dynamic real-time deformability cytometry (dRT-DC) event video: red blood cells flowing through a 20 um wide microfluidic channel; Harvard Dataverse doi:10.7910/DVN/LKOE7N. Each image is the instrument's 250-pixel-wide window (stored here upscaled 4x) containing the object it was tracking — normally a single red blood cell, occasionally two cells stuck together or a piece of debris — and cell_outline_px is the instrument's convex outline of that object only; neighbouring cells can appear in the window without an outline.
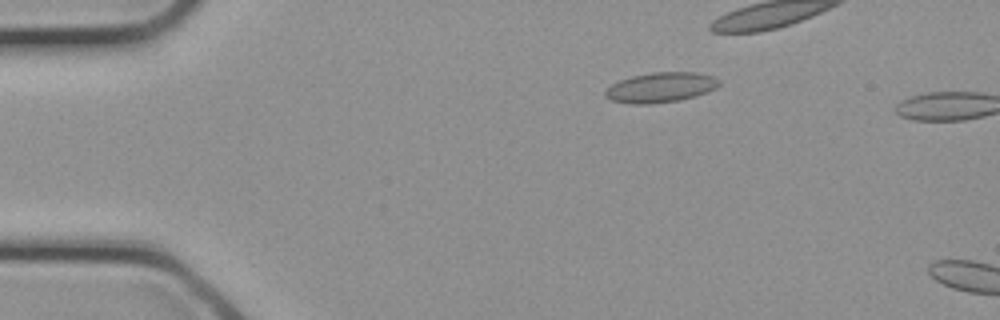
{"species": "common noctule bat (a hibernating species)", "species_latin": "Nyctalus noctula", "temperature_condition": "cold", "stored_images_in_passage": 2, "camera_frame_rate_fps": 3000, "um_per_image_px": 0.085, "animal": {"sex": "female", "body_mass_g": 21.9}, "frame": {"image": 1, "passage_image": 1, "time_ms": 0.0, "image_size_px": [1000, 320], "cell_outline_px": [[720, 84], [716, 88], [708, 92], [696, 96], [680, 100], [652, 104], [632, 104], [612, 100], [604, 96], [604, 92], [612, 84], [620, 80], [632, 76], [652, 72], [696, 72], [712, 76], [720, 80]], "centroid_in_image_um": [56.18, 7.43], "position_along_channel_um": 28.8, "area_um2": 20.0}}